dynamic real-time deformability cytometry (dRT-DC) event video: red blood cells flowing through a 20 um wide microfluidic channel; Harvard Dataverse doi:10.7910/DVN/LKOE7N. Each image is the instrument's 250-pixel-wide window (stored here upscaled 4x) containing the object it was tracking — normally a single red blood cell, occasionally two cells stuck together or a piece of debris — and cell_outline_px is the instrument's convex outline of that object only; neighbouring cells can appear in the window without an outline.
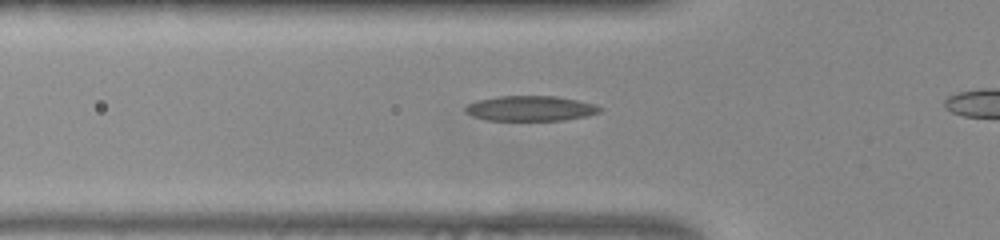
{"species": "common noctule bat (a hibernating species)", "species_latin": "Nyctalus noctula", "temperature_condition": "warm", "stored_images_in_passage": 18, "camera_frame_rate_fps": 3000, "um_per_image_px": 0.085, "animal": {"sex": "female", "body_mass_g": 22.0, "forearm_length_mm": 56.7}, "frame": {"image": 1, "passage_image": 3, "time_ms": 0.667, "image_size_px": [1000, 240], "cell_outline_px": [[604, 108], [600, 112], [588, 116], [564, 120], [488, 120], [472, 116], [464, 112], [464, 108], [468, 104], [476, 100], [496, 96], [556, 96], [576, 100], [592, 104]], "centroid_in_image_um": [45.06, 9.21], "position_along_channel_um": 80.7, "area_um2": 19.77}}
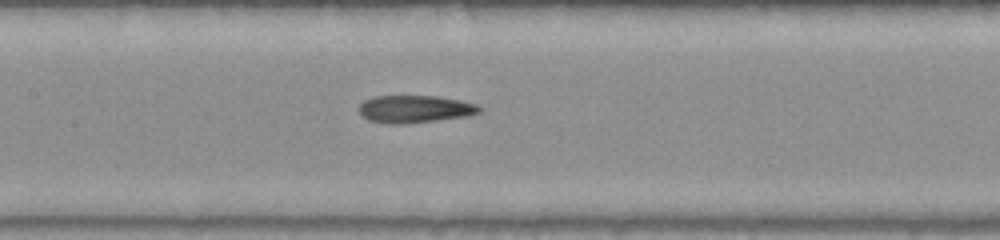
{"frame": {"image": 2, "passage_image": 10, "time_ms": 3.0, "image_size_px": [1000, 240], "cell_outline_px": [[480, 112], [468, 116], [408, 124], [388, 124], [368, 120], [360, 112], [360, 104], [364, 100], [372, 96], [436, 96], [460, 100], [476, 104], [480, 108]], "centroid_in_image_um": [35.25, 9.27], "position_along_channel_um": 172.1, "area_um2": 19.31}}
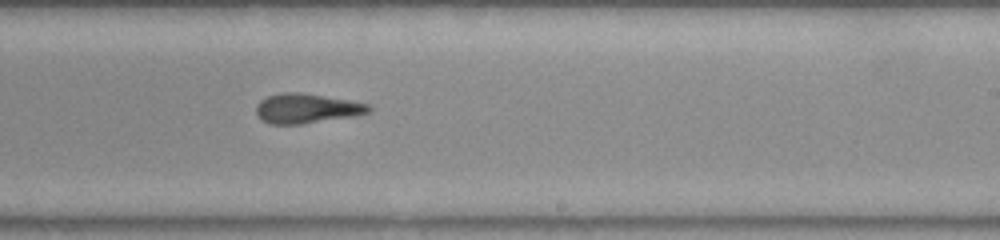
{"frame": {"image": 3, "passage_image": 17, "time_ms": 5.333, "image_size_px": [1000, 240], "cell_outline_px": [[372, 108], [368, 112], [356, 116], [300, 124], [272, 124], [264, 120], [256, 112], [256, 104], [260, 100], [268, 96], [284, 92], [296, 92], [348, 100], [368, 104]], "centroid_in_image_um": [26.06, 9.22], "position_along_channel_um": 262.9, "area_um2": 19.13}}